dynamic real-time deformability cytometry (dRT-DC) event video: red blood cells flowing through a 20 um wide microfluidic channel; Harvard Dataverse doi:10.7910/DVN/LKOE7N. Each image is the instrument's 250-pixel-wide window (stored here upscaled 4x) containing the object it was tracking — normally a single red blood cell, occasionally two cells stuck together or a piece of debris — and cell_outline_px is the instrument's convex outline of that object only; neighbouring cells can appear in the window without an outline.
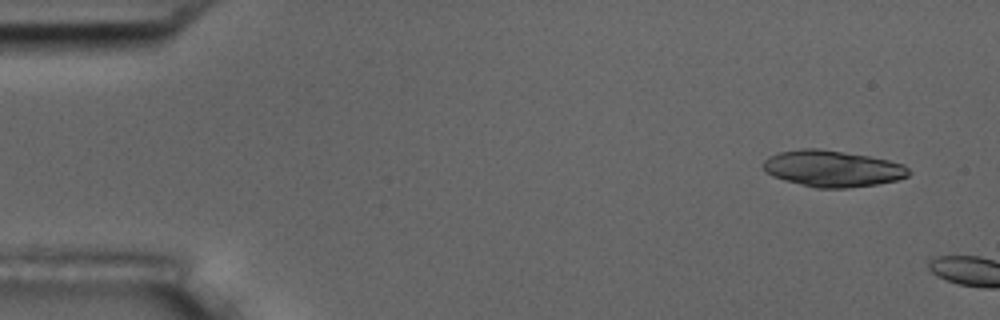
{"species": "common noctule bat (a hibernating species)", "species_latin": "Nyctalus noctula", "temperature_condition": "room temperature", "stored_images_in_passage": 2, "camera_frame_rate_fps": 3000, "um_per_image_px": 0.085, "animal": {"sex": "male", "body_mass_g": 17.5, "forearm_length_mm": 52.3}, "frame": {"image": 1, "passage_image": 1, "time_ms": 0.0, "image_size_px": [1000, 320], "cell_outline_px": [[912, 172], [908, 176], [896, 180], [876, 184], [848, 188], [816, 188], [784, 180], [772, 176], [764, 168], [764, 160], [768, 156], [780, 152], [800, 148], [820, 148], [868, 156], [888, 160], [904, 164]], "centroid_in_image_um": [70.77, 14.32], "position_along_channel_um": 14.2, "area_um2": 30.81}}